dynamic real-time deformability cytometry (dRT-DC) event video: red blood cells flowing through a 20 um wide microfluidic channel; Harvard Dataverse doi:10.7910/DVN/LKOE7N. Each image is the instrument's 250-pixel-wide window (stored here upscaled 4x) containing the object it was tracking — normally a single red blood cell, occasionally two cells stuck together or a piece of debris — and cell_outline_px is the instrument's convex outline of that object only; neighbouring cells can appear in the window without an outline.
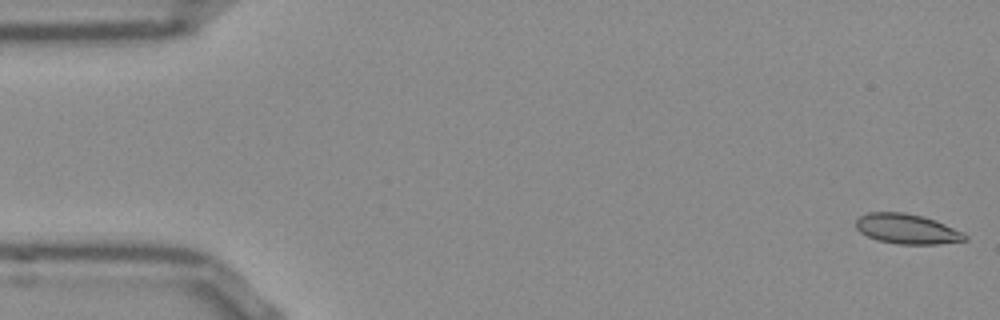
{"species": "Egyptian fruit bat (a non-hibernating species)", "species_latin": "Rousettus aegyptiacus", "temperature_condition": "room temperature", "stored_images_in_passage": 52, "camera_frame_rate_fps": 3000, "um_per_image_px": 0.085, "frame": {"image": 1, "passage_image": 1, "time_ms": 0.0, "image_size_px": [1000, 320], "cell_outline_px": [[968, 240], [940, 244], [900, 244], [880, 240], [868, 236], [860, 232], [856, 228], [856, 220], [860, 216], [868, 212], [904, 212], [924, 216], [936, 220], [964, 232], [968, 236]], "centroid_in_image_um": [77.14, 19.45], "position_along_channel_um": 7.9, "area_um2": 19.13}}
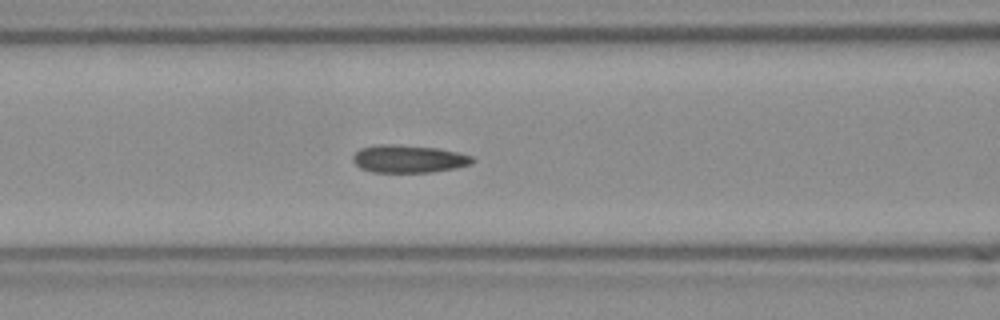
{"frame": {"image": 2, "passage_image": 21, "time_ms": 6.667, "image_size_px": [1000, 320], "cell_outline_px": [[476, 160], [472, 164], [456, 168], [432, 172], [372, 172], [360, 168], [352, 160], [352, 156], [360, 148], [376, 144], [392, 144], [436, 148], [456, 152], [472, 156]], "centroid_in_image_um": [34.72, 13.5], "position_along_channel_um": 131.9, "area_um2": 19.36}}
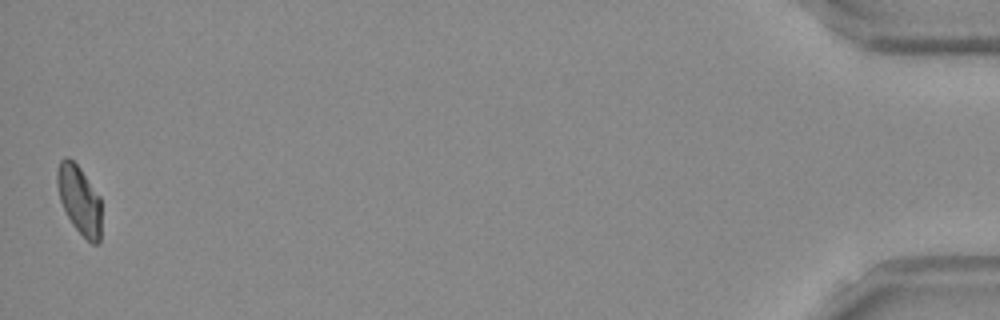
{"frame": {"image": 3, "passage_image": 52, "time_ms": 17.0, "image_size_px": [1000, 320], "cell_outline_px": [[100, 244], [92, 244], [72, 224], [60, 200], [56, 184], [56, 172], [60, 160], [64, 156], [68, 156], [80, 168], [100, 196]], "centroid_in_image_um": [6.73, 16.95], "position_along_channel_um": 428.5, "area_um2": 17.63}, "authors_computed_cell_mechanics": {"area_um2": 19.0451, "velocity_mm_per_s": 3.8219, "shape_relaxation_time_tau1_ms": null, "shape_relaxation_time_tau2_ms": 3.3351, "deformation_change_tau1": null, "deformation_change_tau2": 0.0657}}